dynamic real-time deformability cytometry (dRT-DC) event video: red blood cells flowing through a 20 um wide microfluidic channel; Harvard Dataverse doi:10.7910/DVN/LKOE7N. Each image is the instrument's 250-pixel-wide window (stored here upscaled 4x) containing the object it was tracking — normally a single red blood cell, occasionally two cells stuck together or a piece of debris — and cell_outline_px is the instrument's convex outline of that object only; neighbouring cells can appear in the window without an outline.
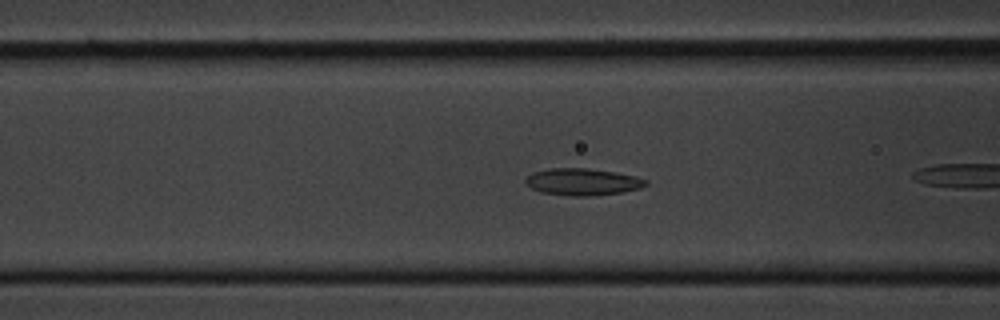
{"species": "common noctule bat (a hibernating species)", "species_latin": "Nyctalus noctula", "temperature_condition": "cold", "stored_images_in_passage": 42, "camera_frame_rate_fps": 3000, "um_per_image_px": 0.085, "animal": {"sex": "male", "body_mass_g": 20.1, "forearm_length_mm": 53.5}, "frame": {"image": 1, "passage_image": 7, "time_ms": 2.0, "image_size_px": [1000, 320], "cell_outline_px": [[648, 184], [640, 188], [624, 192], [588, 196], [572, 196], [540, 192], [524, 184], [524, 180], [532, 172], [548, 168], [588, 168], [616, 172], [636, 176], [648, 180]], "centroid_in_image_um": [49.51, 15.45], "position_along_channel_um": 117.1, "area_um2": 19.07}}
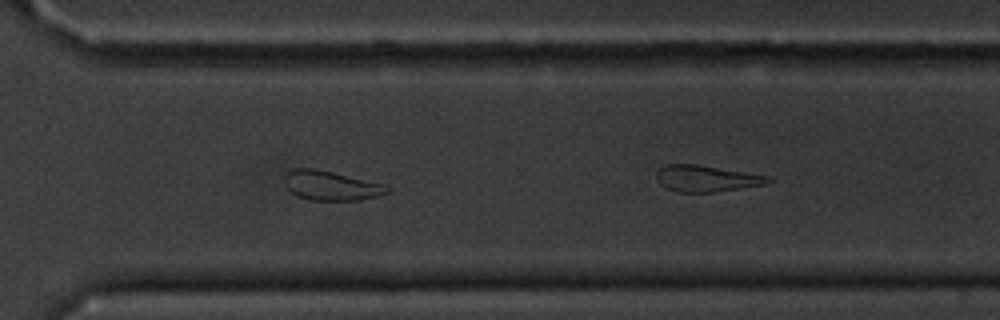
{"frame": {"image": 2, "passage_image": 26, "time_ms": 8.333, "image_size_px": [1000, 320], "cell_outline_px": [[392, 192], [360, 200], [312, 200], [296, 196], [284, 184], [284, 176], [292, 168], [316, 168], [384, 184], [392, 188]], "centroid_in_image_um": [28.15, 15.77], "position_along_channel_um": 342.4, "area_um2": 17.74}}
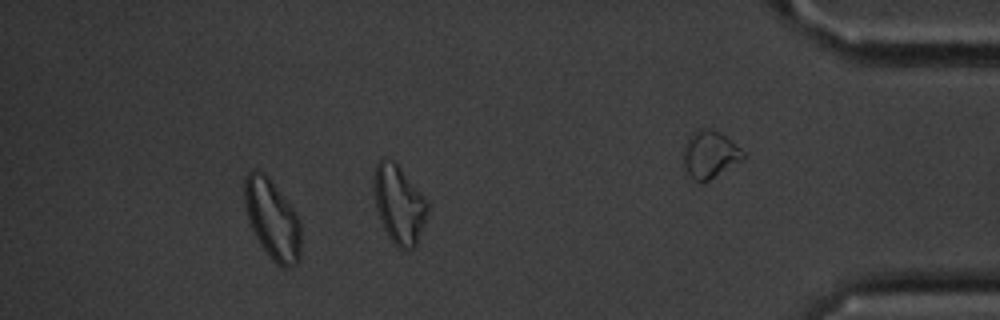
{"frame": {"image": 3, "passage_image": 37, "time_ms": 12.0, "image_size_px": [1000, 320], "cell_outline_px": [[300, 260], [292, 268], [280, 268], [272, 260], [260, 244], [248, 220], [244, 204], [244, 180], [248, 172], [256, 168], [264, 172], [268, 176], [292, 208], [300, 224]], "centroid_in_image_um": [23.13, 18.66], "position_along_channel_um": 412.1, "area_um2": 26.3}, "authors_computed_cell_mechanics": {"area_um2": 19.1607, "velocity_mm_per_s": 3.5587, "shape_relaxation_time_tau1_ms": 6.4326, "shape_relaxation_time_tau2_ms": 4.389, "deformation_change_tau1": 0.0889, "deformation_change_tau2": 0.0968}}